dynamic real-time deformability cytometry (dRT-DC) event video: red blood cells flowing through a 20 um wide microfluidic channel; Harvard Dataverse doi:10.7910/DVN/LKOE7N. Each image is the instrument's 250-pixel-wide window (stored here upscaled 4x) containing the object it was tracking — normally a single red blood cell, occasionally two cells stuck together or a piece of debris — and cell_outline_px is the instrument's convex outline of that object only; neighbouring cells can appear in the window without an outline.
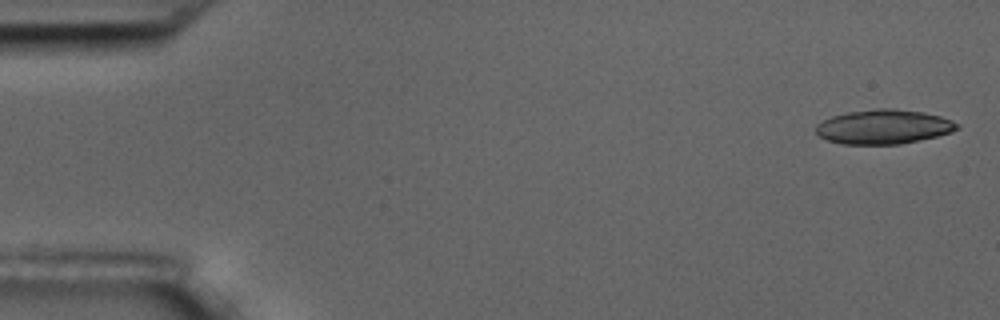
{"species": "common noctule bat (a hibernating species)", "species_latin": "Nyctalus noctula", "temperature_condition": "room temperature", "stored_images_in_passage": 6, "camera_frame_rate_fps": 3000, "um_per_image_px": 0.085, "animal": {"sex": "male", "body_mass_g": 17.5, "forearm_length_mm": 52.3}, "frame": {"image": 1, "passage_image": 1, "time_ms": 0.0, "image_size_px": [1000, 320], "cell_outline_px": [[960, 128], [952, 132], [936, 136], [900, 144], [840, 144], [828, 140], [820, 136], [816, 132], [816, 124], [832, 116], [848, 112], [876, 108], [896, 108], [924, 112], [940, 116], [952, 120], [960, 124]], "centroid_in_image_um": [75.13, 10.77], "position_along_channel_um": 9.9, "area_um2": 28.38}}